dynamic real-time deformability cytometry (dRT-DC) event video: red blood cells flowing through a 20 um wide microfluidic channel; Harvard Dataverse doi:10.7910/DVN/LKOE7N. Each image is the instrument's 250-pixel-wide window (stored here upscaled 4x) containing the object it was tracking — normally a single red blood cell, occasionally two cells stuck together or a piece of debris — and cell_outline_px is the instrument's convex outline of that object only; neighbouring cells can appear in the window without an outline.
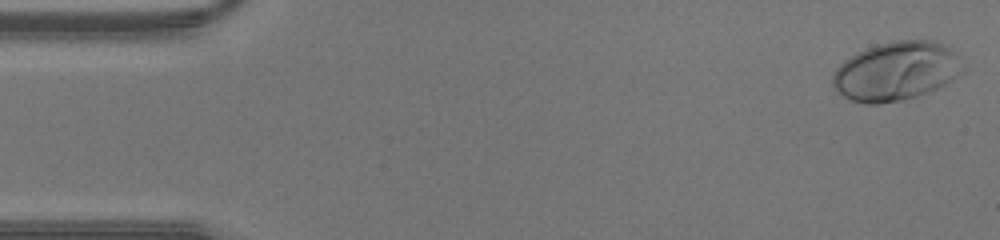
{"species": "human", "species_latin": "Homo sapiens", "temperature_condition": "warm", "stored_images_in_passage": 42, "camera_frame_rate_fps": 3000, "um_per_image_px": 0.085, "donor": {"sex": "male"}, "frame": {"image": 1, "passage_image": 1, "time_ms": 0.0, "image_size_px": [1000, 240], "cell_outline_px": [[968, 68], [964, 72], [952, 80], [936, 88], [916, 96], [900, 100], [880, 104], [864, 104], [852, 100], [844, 96], [832, 84], [832, 76], [836, 68], [844, 60], [856, 52], [876, 44], [896, 40], [932, 40], [952, 48]], "centroid_in_image_um": [76.21, 6.03], "position_along_channel_um": 8.8, "area_um2": 44.91}}
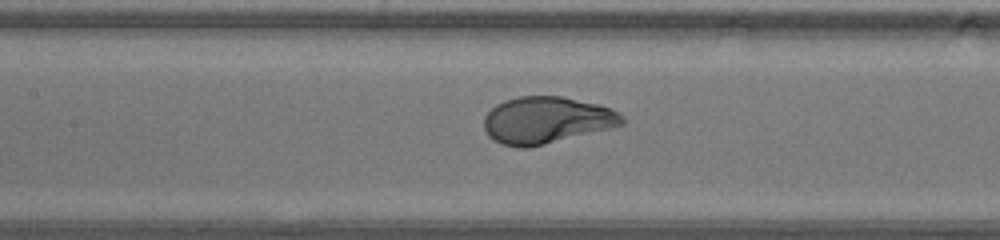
{"frame": {"image": 2, "passage_image": 19, "time_ms": 6.0, "image_size_px": [1000, 240], "cell_outline_px": [[624, 124], [612, 128], [528, 148], [520, 148], [500, 144], [488, 136], [484, 128], [484, 116], [496, 104], [504, 100], [516, 96], [560, 96], [600, 104], [620, 112], [624, 116]], "centroid_in_image_um": [46.46, 10.21], "position_along_channel_um": 160.9, "area_um2": 38.03}}
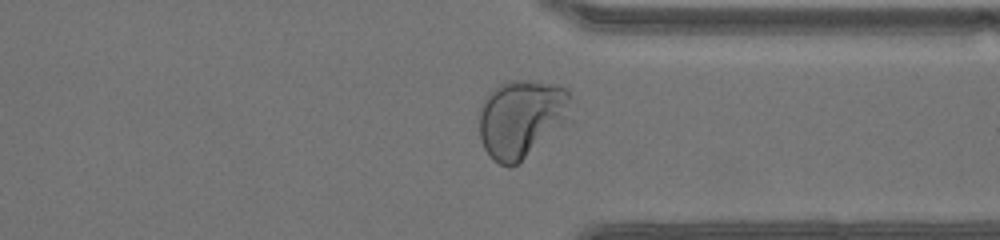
{"frame": {"image": 3, "passage_image": 32, "time_ms": 10.333, "image_size_px": [1000, 240], "cell_outline_px": [[572, 124], [516, 164], [508, 168], [500, 164], [484, 148], [480, 140], [480, 104], [484, 96], [488, 92], [500, 84], [508, 80], [528, 80], [560, 84], [568, 88], [572, 120]], "centroid_in_image_um": [44.41, 10.06], "position_along_channel_um": 367.0, "area_um2": 43.18}}